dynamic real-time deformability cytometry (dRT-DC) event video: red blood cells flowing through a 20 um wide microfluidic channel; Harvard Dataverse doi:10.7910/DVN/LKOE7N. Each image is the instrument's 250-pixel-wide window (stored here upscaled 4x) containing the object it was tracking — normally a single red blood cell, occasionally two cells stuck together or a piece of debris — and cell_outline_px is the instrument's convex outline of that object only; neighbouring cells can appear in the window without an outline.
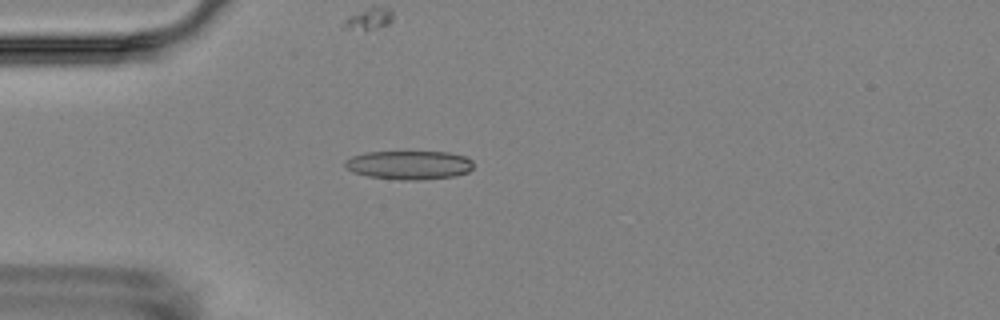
{"species": "Egyptian fruit bat (a non-hibernating species)", "species_latin": "Rousettus aegyptiacus", "temperature_condition": "room temperature", "stored_images_in_passage": 6, "camera_frame_rate_fps": 3000, "um_per_image_px": 0.085, "animal": {"sex": "female"}, "frame": {"image": 1, "passage_image": 4, "time_ms": 5.0, "image_size_px": [1000, 320], "cell_outline_px": [[472, 168], [468, 172], [456, 176], [420, 180], [400, 180], [368, 176], [352, 172], [344, 164], [344, 160], [352, 156], [368, 152], [448, 152], [464, 156], [472, 160]], "centroid_in_image_um": [34.78, 14.03], "position_along_channel_um": 50.2, "area_um2": 21.56}}